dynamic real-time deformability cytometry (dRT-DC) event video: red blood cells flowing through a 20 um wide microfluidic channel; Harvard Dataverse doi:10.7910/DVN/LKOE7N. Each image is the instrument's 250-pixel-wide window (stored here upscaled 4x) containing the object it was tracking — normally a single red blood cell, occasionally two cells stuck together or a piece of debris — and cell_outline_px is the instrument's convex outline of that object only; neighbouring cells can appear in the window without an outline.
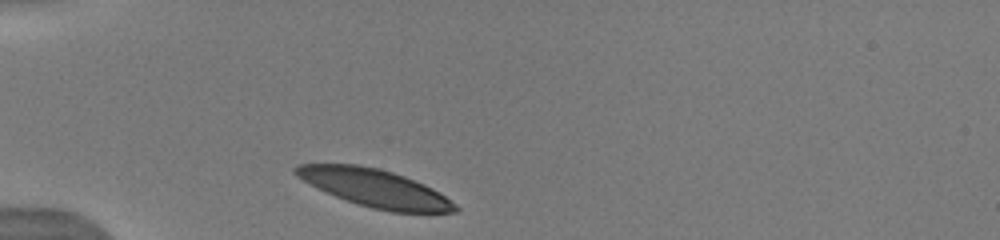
{"species": "human", "species_latin": "Homo sapiens", "temperature_condition": "warm", "stored_images_in_passage": 4, "camera_frame_rate_fps": 3000, "um_per_image_px": 0.085, "donor": {"sex": "male"}, "frame": {"image": 1, "passage_image": 1, "time_ms": 0.0, "image_size_px": [1000, 240], "cell_outline_px": [[460, 208], [456, 212], [392, 212], [372, 208], [336, 196], [296, 176], [292, 172], [292, 168], [300, 164], [356, 164], [380, 168], [404, 176], [424, 184], [432, 188], [456, 204]], "centroid_in_image_um": [31.88, 15.98], "position_along_channel_um": 53.1, "area_um2": 34.51}}